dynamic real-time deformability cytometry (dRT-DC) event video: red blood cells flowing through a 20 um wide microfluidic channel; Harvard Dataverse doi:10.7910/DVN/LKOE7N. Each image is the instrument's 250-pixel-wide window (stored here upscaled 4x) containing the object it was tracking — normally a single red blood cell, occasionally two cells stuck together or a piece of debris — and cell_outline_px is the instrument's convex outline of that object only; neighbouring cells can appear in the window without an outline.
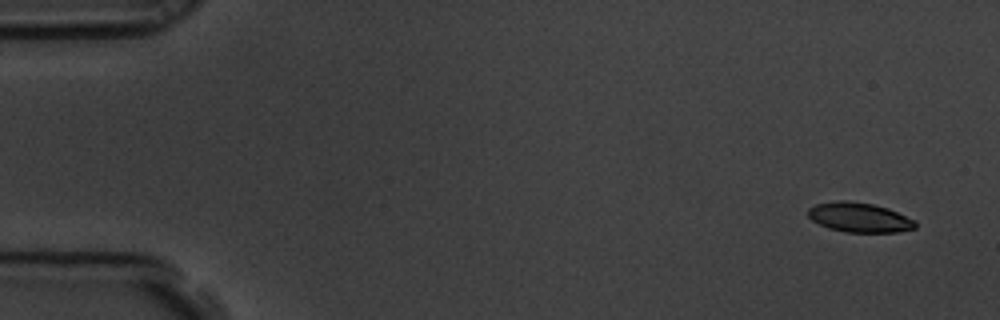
{"species": "common noctule bat (a hibernating species)", "species_latin": "Nyctalus noctula", "temperature_condition": "room temperature", "stored_images_in_passage": 5, "camera_frame_rate_fps": 3000, "um_per_image_px": 0.085, "animal": {"sex": "male", "body_mass_g": 19.5, "forearm_length_mm": 54.6}, "frame": {"image": 1, "passage_image": 1, "time_ms": 0.0, "image_size_px": [1000, 320], "cell_outline_px": [[916, 228], [900, 232], [844, 232], [828, 228], [812, 220], [808, 216], [808, 208], [816, 204], [840, 200], [844, 200], [872, 204], [888, 208], [916, 220]], "centroid_in_image_um": [73.06, 18.49], "position_along_channel_um": 11.9, "area_um2": 18.55}}
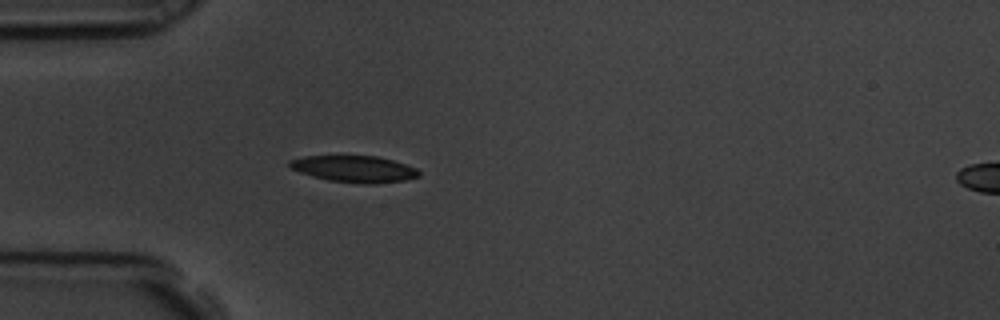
{"frame": {"image": 2, "passage_image": 5, "time_ms": 1.333, "image_size_px": [1000, 320], "cell_outline_px": [[420, 176], [404, 180], [376, 184], [368, 184], [328, 180], [312, 176], [300, 172], [292, 168], [288, 164], [288, 160], [304, 156], [376, 156], [392, 160], [416, 168], [420, 172]], "centroid_in_image_um": [30.11, 14.36], "position_along_channel_um": 54.9, "area_um2": 19.88}}